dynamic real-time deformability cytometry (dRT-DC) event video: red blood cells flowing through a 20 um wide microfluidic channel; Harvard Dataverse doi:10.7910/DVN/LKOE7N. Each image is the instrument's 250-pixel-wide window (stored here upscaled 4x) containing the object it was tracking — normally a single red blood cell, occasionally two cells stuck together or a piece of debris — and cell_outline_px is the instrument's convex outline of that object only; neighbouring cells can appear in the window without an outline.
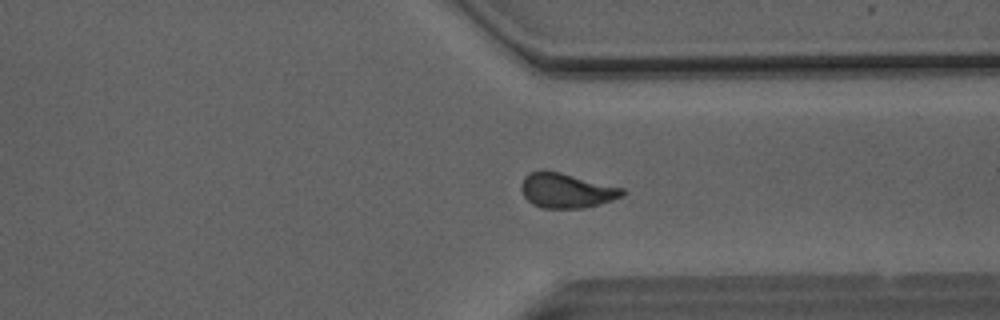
{"species": "Egyptian fruit bat (a non-hibernating species)", "species_latin": "Rousettus aegyptiacus", "temperature_condition": "room temperature", "stored_images_in_passage": 40, "camera_frame_rate_fps": 3000, "um_per_image_px": 0.085, "animal": {"sex": "male"}, "frame": {"image": 1, "passage_image": 28, "time_ms": 9.0, "image_size_px": [1000, 320], "cell_outline_px": [[624, 196], [600, 204], [584, 208], [540, 208], [532, 204], [524, 196], [520, 188], [520, 184], [524, 176], [528, 172], [544, 168], [624, 188]], "centroid_in_image_um": [48.1, 16.18], "position_along_channel_um": 363.3, "area_um2": 20.87}}
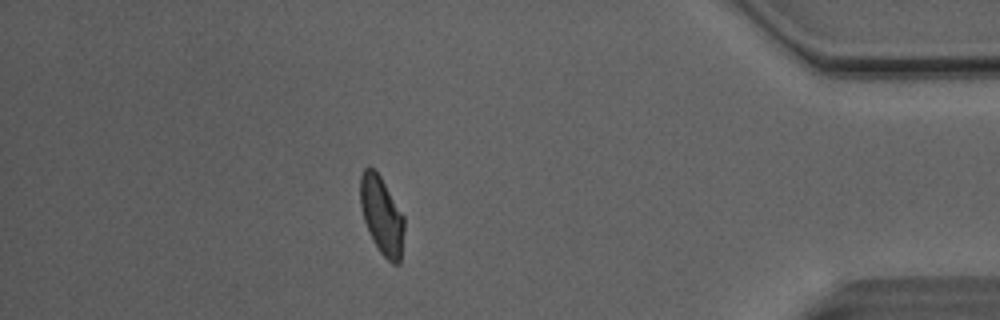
{"frame": {"image": 2, "passage_image": 34, "time_ms": 11.0, "image_size_px": [1000, 320], "cell_outline_px": [[404, 232], [400, 264], [392, 264], [380, 252], [372, 240], [364, 220], [360, 204], [360, 176], [364, 168], [368, 164], [380, 176], [404, 216]], "centroid_in_image_um": [32.44, 18.32], "position_along_channel_um": 402.8, "area_um2": 19.94}, "authors_computed_cell_mechanics": {"area_um2": 20.4901, "velocity_mm_per_s": 4.1034, "shape_relaxation_time_tau1_ms": 5.7958, "shape_relaxation_time_tau2_ms": 1.4558, "deformation_change_tau1": 0.1529, "deformation_change_tau2": 0.0744}}